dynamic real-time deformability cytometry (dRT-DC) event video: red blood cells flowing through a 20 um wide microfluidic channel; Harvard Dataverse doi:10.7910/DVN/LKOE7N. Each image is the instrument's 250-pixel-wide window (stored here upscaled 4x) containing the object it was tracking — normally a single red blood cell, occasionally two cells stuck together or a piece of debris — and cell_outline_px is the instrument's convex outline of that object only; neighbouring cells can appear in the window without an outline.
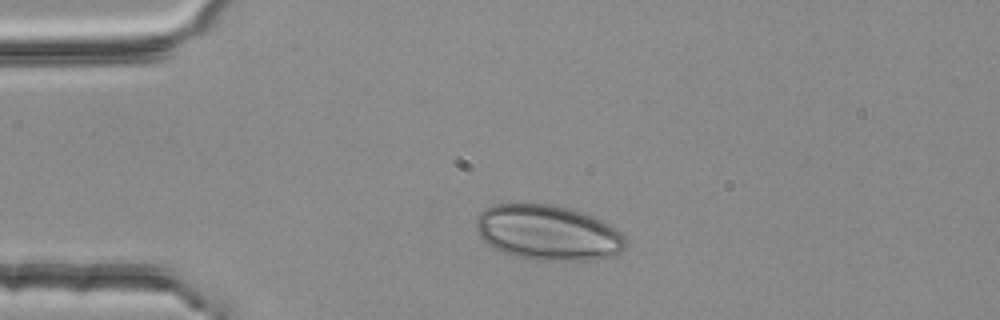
{"species": "common noctule bat (a hibernating species)", "species_latin": "Nyctalus noctula", "temperature_condition": "room temperature", "stored_images_in_passage": 3, "camera_frame_rate_fps": 3000, "um_per_image_px": 0.085, "animal": {"sex": "female", "body_mass_g": 25.1}, "frame": {"image": 1, "passage_image": 1, "time_ms": 0.0, "image_size_px": [1000, 320], "cell_outline_px": [[624, 248], [620, 252], [612, 256], [588, 260], [532, 260], [512, 256], [488, 244], [480, 236], [476, 228], [476, 216], [484, 208], [496, 204], [552, 204], [568, 208], [592, 216], [616, 228], [624, 236]], "centroid_in_image_um": [46.54, 19.78], "position_along_channel_um": 38.5, "area_um2": 47.92}}
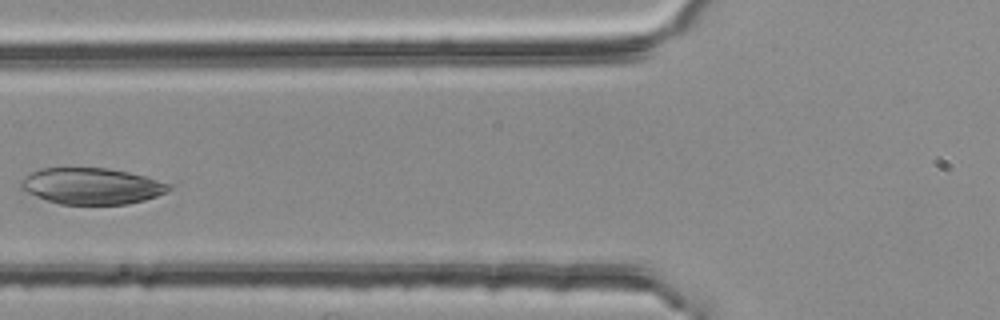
{"frame": {"image": 2, "passage_image": 3, "time_ms": 0.667, "image_size_px": [1000, 320], "cell_outline_px": [[172, 188], [156, 196], [144, 200], [128, 204], [60, 204], [24, 192], [20, 188], [20, 180], [24, 176], [40, 168], [108, 168], [128, 172], [144, 176], [172, 184]], "centroid_in_image_um": [7.76, 15.81], "position_along_channel_um": 118.0, "area_um2": 31.27}}